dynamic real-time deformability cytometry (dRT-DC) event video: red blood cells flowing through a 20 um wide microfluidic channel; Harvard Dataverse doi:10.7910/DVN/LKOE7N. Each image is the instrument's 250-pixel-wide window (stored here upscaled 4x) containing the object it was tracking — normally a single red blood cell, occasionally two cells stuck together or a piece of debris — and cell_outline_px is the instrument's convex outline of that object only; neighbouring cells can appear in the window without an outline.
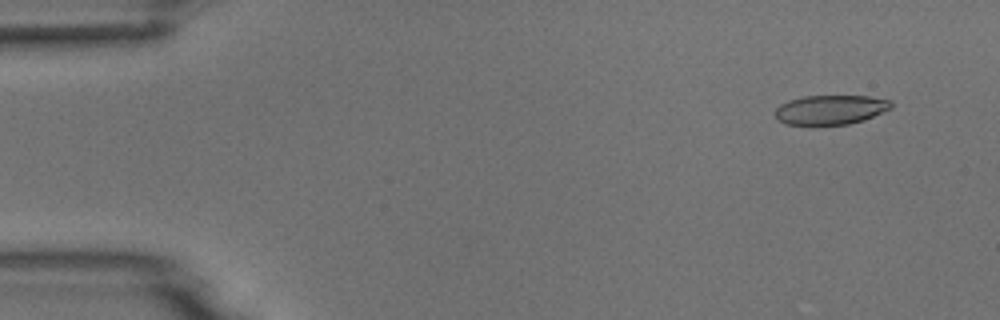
{"species": "common noctule bat (a hibernating species)", "species_latin": "Nyctalus noctula", "temperature_condition": "room temperature", "stored_images_in_passage": 5, "camera_frame_rate_fps": 3000, "um_per_image_px": 0.085, "animal": {"sex": "male", "body_mass_g": 18.8}, "frame": {"image": 1, "passage_image": 1, "time_ms": 0.0, "image_size_px": [1000, 320], "cell_outline_px": [[892, 108], [864, 120], [848, 124], [812, 128], [784, 124], [776, 120], [776, 108], [780, 104], [788, 100], [800, 96], [868, 96], [892, 100]], "centroid_in_image_um": [70.53, 9.37], "position_along_channel_um": 14.5, "area_um2": 20.87}}
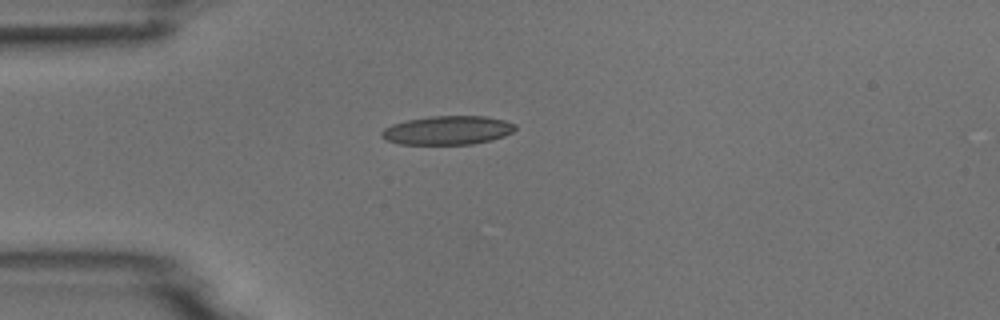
{"frame": {"image": 2, "passage_image": 4, "time_ms": 3.333, "image_size_px": [1000, 320], "cell_outline_px": [[516, 128], [512, 132], [504, 136], [492, 140], [472, 144], [400, 144], [384, 140], [380, 136], [380, 132], [384, 128], [392, 124], [408, 120], [432, 116], [484, 116], [504, 120], [516, 124]], "centroid_in_image_um": [38.03, 11.08], "position_along_channel_um": 47.0, "area_um2": 22.48}}